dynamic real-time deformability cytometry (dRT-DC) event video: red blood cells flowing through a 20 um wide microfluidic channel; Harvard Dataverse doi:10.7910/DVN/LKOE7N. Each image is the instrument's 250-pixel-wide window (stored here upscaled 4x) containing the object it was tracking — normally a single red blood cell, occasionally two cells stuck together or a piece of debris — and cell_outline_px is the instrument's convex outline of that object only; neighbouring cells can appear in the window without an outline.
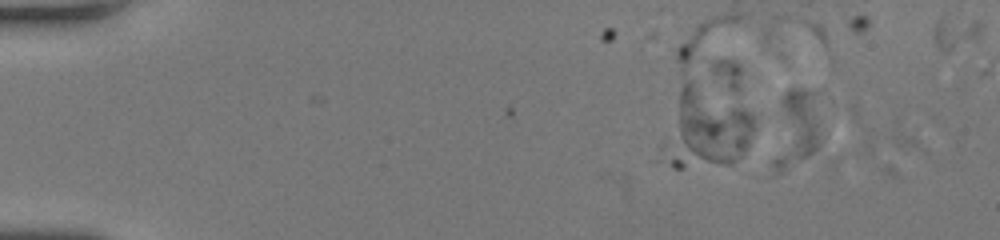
{"species": "human", "species_latin": "Homo sapiens", "temperature_condition": "room temperature", "stored_images_in_passage": 3, "camera_frame_rate_fps": 3000, "um_per_image_px": 0.085, "donor": {"sex": "female"}, "frame": {"image": 1, "passage_image": 1, "time_ms": 0.0, "image_size_px": [1000, 240], "cell_outline_px": [[820, 144], [812, 152], [776, 176], [772, 164], [772, 160], [784, 92], [792, 88], [800, 88], [816, 92], [820, 140]], "centroid_in_image_um": [67.67, 10.96], "position_along_channel_um": 17.3, "area_um2": 21.15}}